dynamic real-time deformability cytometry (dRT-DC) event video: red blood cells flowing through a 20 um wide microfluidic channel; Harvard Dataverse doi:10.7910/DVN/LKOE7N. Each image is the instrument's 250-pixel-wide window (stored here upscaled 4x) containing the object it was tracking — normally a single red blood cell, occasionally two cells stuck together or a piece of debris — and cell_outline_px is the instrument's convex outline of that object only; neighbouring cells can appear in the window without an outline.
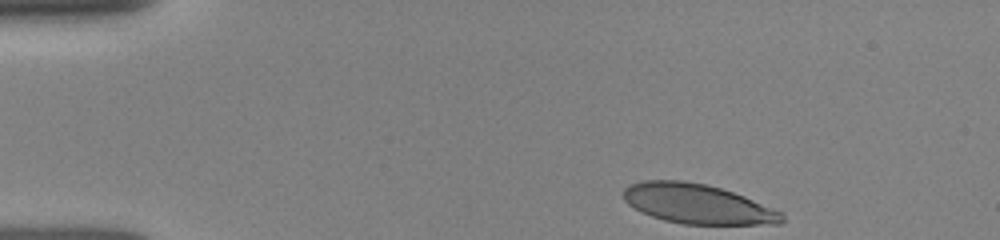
{"species": "human", "species_latin": "Homo sapiens", "temperature_condition": "room temperature", "stored_images_in_passage": 9, "camera_frame_rate_fps": 3000, "um_per_image_px": 0.085, "donor": {"sex": "female"}, "frame": {"image": 1, "passage_image": 1, "time_ms": 0.0, "image_size_px": [1000, 240], "cell_outline_px": [[784, 220], [780, 224], [684, 224], [664, 220], [640, 212], [628, 204], [624, 200], [624, 188], [628, 184], [644, 180], [684, 180], [704, 184], [720, 188], [744, 196], [784, 212]], "centroid_in_image_um": [59.29, 17.33], "position_along_channel_um": 25.7, "area_um2": 36.7}}
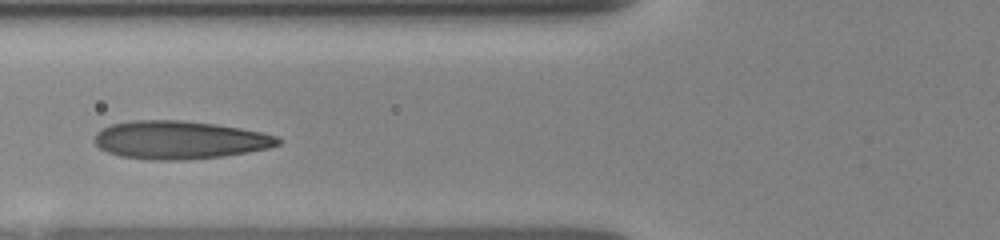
{"frame": {"image": 2, "passage_image": 7, "time_ms": 4.0, "image_size_px": [1000, 240], "cell_outline_px": [[280, 144], [268, 148], [248, 152], [220, 156], [184, 160], [152, 160], [120, 156], [108, 152], [100, 148], [92, 140], [96, 132], [112, 124], [132, 120], [184, 120], [216, 124], [264, 132], [276, 136], [280, 140]], "centroid_in_image_um": [15.25, 11.89], "position_along_channel_um": 110.6, "area_um2": 40.81}}
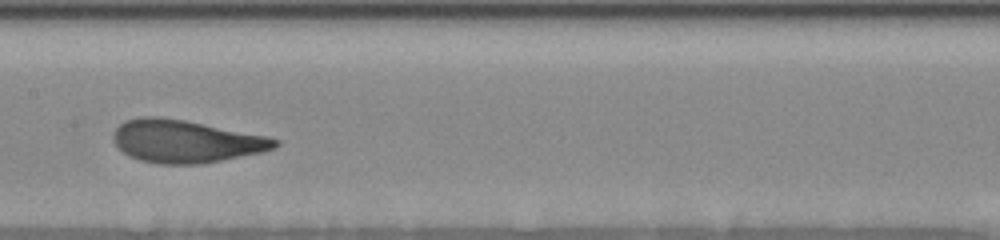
{"frame": {"image": 3, "passage_image": 9, "time_ms": 6.0, "image_size_px": [1000, 240], "cell_outline_px": [[280, 144], [276, 148], [260, 152], [224, 160], [200, 164], [156, 164], [140, 160], [128, 156], [112, 140], [112, 132], [124, 120], [140, 116], [160, 116], [184, 120], [268, 136], [280, 140]], "centroid_in_image_um": [15.77, 12.0], "position_along_channel_um": 191.6, "area_um2": 40.46}}